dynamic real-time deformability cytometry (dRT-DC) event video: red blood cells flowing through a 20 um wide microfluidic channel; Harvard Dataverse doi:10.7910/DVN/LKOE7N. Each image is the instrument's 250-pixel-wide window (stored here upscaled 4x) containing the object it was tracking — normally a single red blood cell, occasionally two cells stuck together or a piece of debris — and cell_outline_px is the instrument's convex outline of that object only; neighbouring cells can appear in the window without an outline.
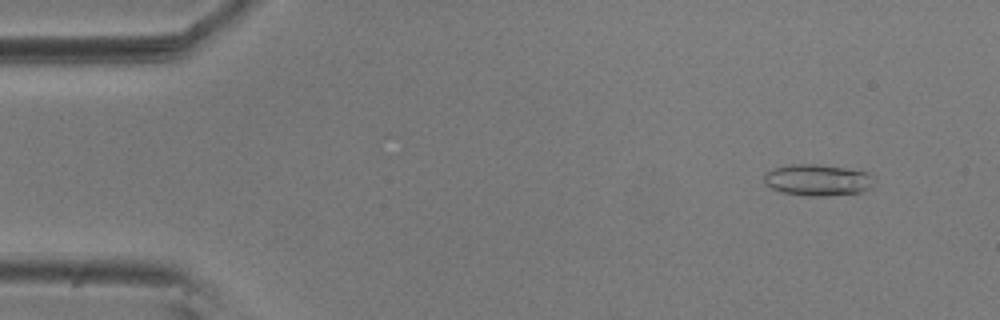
{"species": "common noctule bat (a hibernating species)", "species_latin": "Nyctalus noctula", "temperature_condition": "room temperature", "stored_images_in_passage": 55, "camera_frame_rate_fps": 3000, "um_per_image_px": 0.085, "animal": {"sex": "male", "body_mass_g": 20.5, "forearm_length_mm": 52.5}, "frame": {"image": 1, "passage_image": 5, "time_ms": 1.333, "image_size_px": [1000, 320], "cell_outline_px": [[872, 188], [860, 192], [824, 196], [808, 196], [780, 192], [772, 188], [764, 180], [764, 172], [772, 168], [792, 164], [816, 164], [844, 168], [864, 172], [868, 176]], "centroid_in_image_um": [69.4, 15.3], "position_along_channel_um": 15.6, "area_um2": 19.77}}
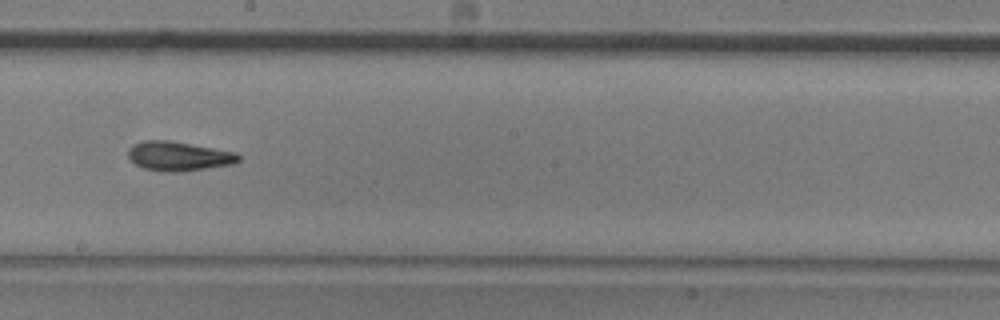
{"frame": {"image": 2, "passage_image": 31, "time_ms": 10.0, "image_size_px": [1000, 320], "cell_outline_px": [[240, 160], [232, 164], [180, 172], [168, 172], [144, 168], [136, 164], [128, 156], [128, 148], [132, 144], [144, 140], [168, 140], [236, 152], [240, 156]], "centroid_in_image_um": [15.17, 13.26], "position_along_channel_um": 233.0, "area_um2": 18.73}}
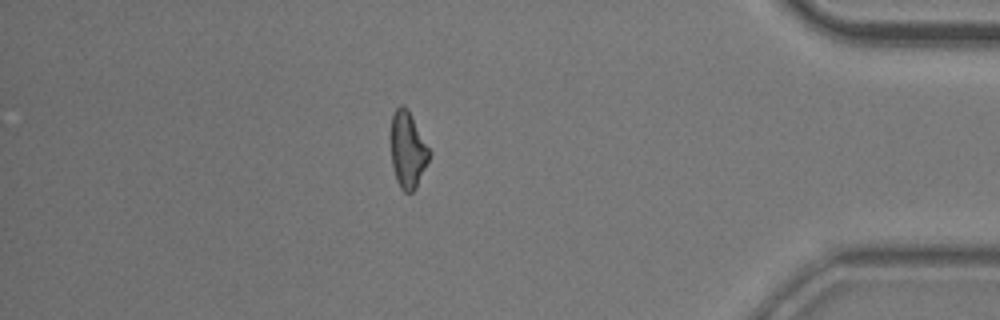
{"frame": {"image": 3, "passage_image": 48, "time_ms": 15.667, "image_size_px": [1000, 320], "cell_outline_px": [[432, 152], [416, 188], [412, 192], [404, 192], [400, 188], [396, 180], [392, 164], [388, 136], [392, 116], [396, 108], [400, 104], [404, 104], [408, 108]], "centroid_in_image_um": [34.63, 12.69], "position_along_channel_um": 400.6, "area_um2": 17.8}, "authors_computed_cell_mechanics": {"area_um2": 18.1492, "velocity_mm_per_s": 3.6538, "shape_relaxation_time_tau1_ms": 10.0501, "shape_relaxation_time_tau2_ms": 6.0229, "deformation_change_tau1": 0.2266, "deformation_change_tau2": 0.1639}}